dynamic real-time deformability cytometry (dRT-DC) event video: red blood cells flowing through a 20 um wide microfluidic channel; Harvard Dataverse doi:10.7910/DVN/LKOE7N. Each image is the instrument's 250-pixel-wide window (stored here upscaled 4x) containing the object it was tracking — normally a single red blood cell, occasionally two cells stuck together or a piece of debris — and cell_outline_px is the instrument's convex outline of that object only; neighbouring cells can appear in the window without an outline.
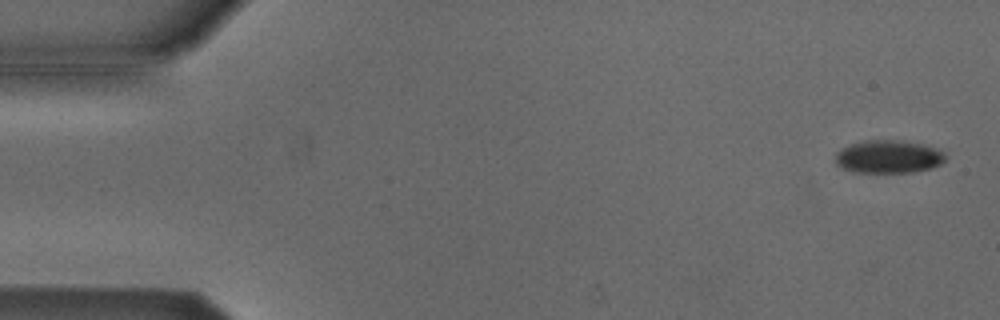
{"species": "Egyptian fruit bat (a non-hibernating species)", "species_latin": "Rousettus aegyptiacus", "temperature_condition": "cold", "stored_images_in_passage": 54, "camera_frame_rate_fps": 3000, "um_per_image_px": 0.085, "animal": {"sex": "male"}, "frame": {"image": 1, "passage_image": 2, "time_ms": 0.333, "image_size_px": [1000, 320], "cell_outline_px": [[944, 160], [940, 164], [932, 168], [912, 172], [852, 172], [836, 164], [836, 152], [840, 148], [864, 140], [900, 140], [920, 144], [936, 148], [944, 152]], "centroid_in_image_um": [75.5, 13.32], "position_along_channel_um": 9.5, "area_um2": 21.04}}
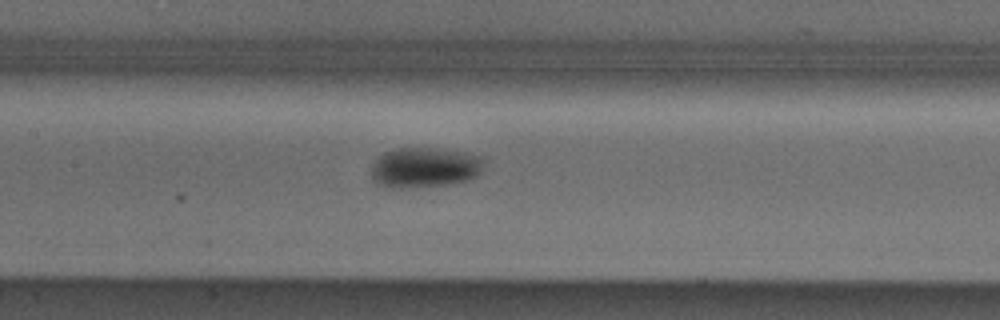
{"frame": {"image": 2, "passage_image": 25, "time_ms": 8.0, "image_size_px": [1000, 320], "cell_outline_px": [[484, 160], [480, 172], [476, 176], [468, 180], [452, 184], [408, 188], [388, 188], [372, 180], [372, 164], [384, 152], [396, 148], [436, 148], [464, 152], [480, 156]], "centroid_in_image_um": [36.09, 14.24], "position_along_channel_um": 171.3, "area_um2": 26.53}}
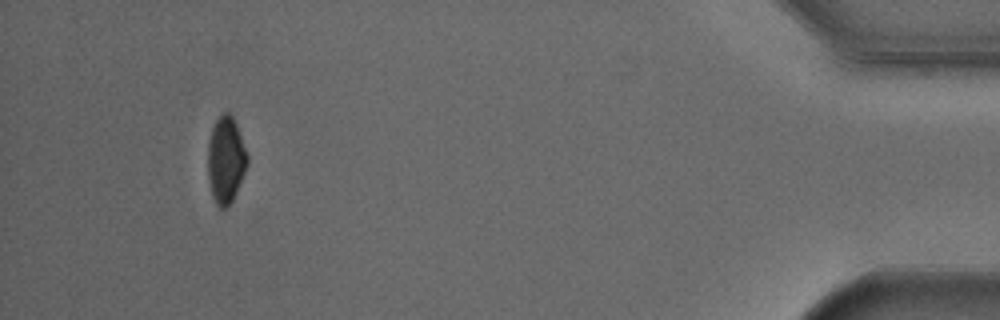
{"frame": {"image": 3, "passage_image": 50, "time_ms": 16.333, "image_size_px": [1000, 320], "cell_outline_px": [[248, 164], [236, 192], [232, 200], [224, 208], [220, 208], [216, 204], [212, 196], [208, 176], [208, 140], [212, 128], [216, 120], [224, 112], [228, 112], [232, 116], [236, 124], [248, 156]], "centroid_in_image_um": [19.18, 13.58], "position_along_channel_um": 416.0, "area_um2": 19.71}, "authors_computed_cell_mechanics": {"area_um2": 23.0911, "velocity_mm_per_s": 3.8151, "shape_relaxation_time_tau1_ms": 4.2681, "shape_relaxation_time_tau2_ms": null, "deformation_change_tau1": 0.0762, "deformation_change_tau2": null}}